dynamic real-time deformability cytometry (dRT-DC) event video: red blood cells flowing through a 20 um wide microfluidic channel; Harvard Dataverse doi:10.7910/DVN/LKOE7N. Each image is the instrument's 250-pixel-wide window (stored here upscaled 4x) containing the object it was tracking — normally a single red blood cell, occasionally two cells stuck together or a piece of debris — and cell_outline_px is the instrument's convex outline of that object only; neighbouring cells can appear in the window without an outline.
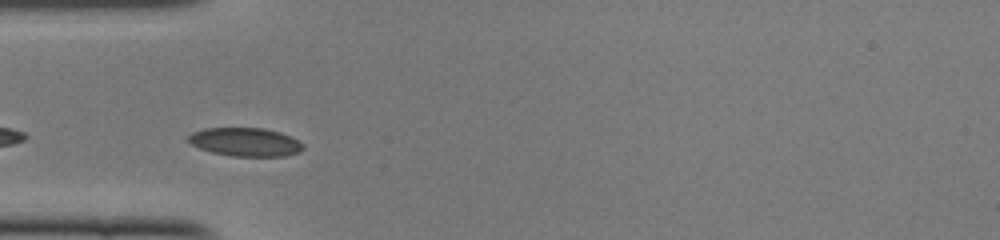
{"species": "common noctule bat (a hibernating species)", "species_latin": "Nyctalus noctula", "temperature_condition": "cold", "stored_images_in_passage": 28, "camera_frame_rate_fps": 3000, "um_per_image_px": 0.085, "animal": {"sex": "female", "body_mass_g": 22.0, "forearm_length_mm": 56.7}, "frame": {"image": 1, "passage_image": 2, "time_ms": 0.333, "image_size_px": [1000, 240], "cell_outline_px": [[304, 148], [300, 152], [284, 156], [232, 156], [212, 152], [200, 148], [184, 140], [192, 132], [204, 128], [264, 128], [280, 132], [304, 144]], "centroid_in_image_um": [20.82, 12.07], "position_along_channel_um": 64.2, "area_um2": 19.07}}
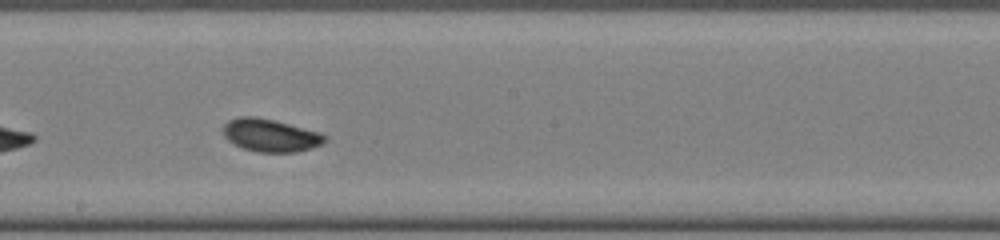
{"frame": {"image": 2, "passage_image": 14, "time_ms": 4.333, "image_size_px": [1000, 240], "cell_outline_px": [[328, 140], [324, 144], [312, 148], [296, 152], [260, 152], [244, 148], [228, 140], [224, 136], [224, 124], [228, 120], [240, 116], [256, 116], [320, 132], [328, 136]], "centroid_in_image_um": [23.04, 11.5], "position_along_channel_um": 225.2, "area_um2": 19.36}}
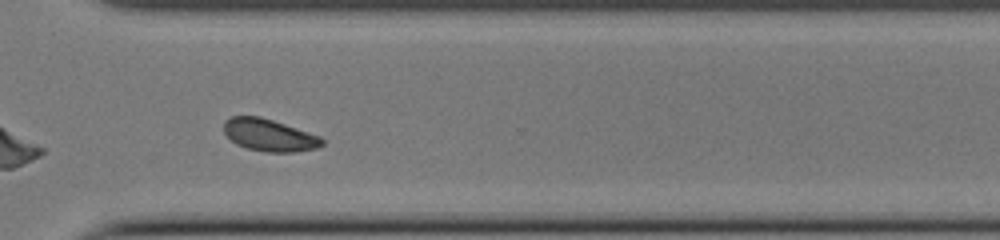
{"frame": {"image": 3, "passage_image": 23, "time_ms": 7.333, "image_size_px": [1000, 240], "cell_outline_px": [[324, 144], [316, 148], [292, 152], [264, 152], [248, 148], [236, 144], [224, 132], [224, 120], [232, 116], [260, 116], [320, 136], [324, 140]], "centroid_in_image_um": [22.87, 11.48], "position_along_channel_um": 347.7, "area_um2": 18.26}, "authors_computed_cell_mechanics": {"area_um2": 18.7561, "velocity_mm_per_s": 4.0566, "shape_relaxation_time_tau1_ms": 2.4549, "shape_relaxation_time_tau2_ms": 4.2678, "deformation_change_tau1": 0.0889, "deformation_change_tau2": 0.0542}}